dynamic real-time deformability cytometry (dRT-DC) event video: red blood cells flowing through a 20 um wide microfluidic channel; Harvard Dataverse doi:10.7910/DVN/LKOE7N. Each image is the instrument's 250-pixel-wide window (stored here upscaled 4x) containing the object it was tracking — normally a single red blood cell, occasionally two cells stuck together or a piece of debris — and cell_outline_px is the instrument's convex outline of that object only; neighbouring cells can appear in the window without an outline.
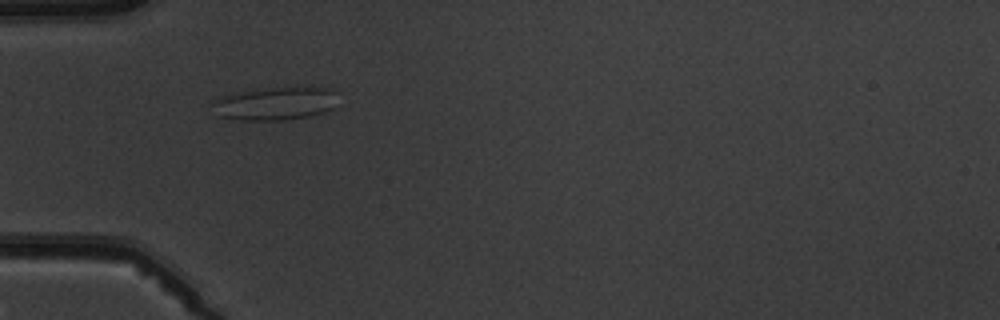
{"species": "common noctule bat (a hibernating species)", "species_latin": "Nyctalus noctula", "temperature_condition": "warm", "stored_images_in_passage": 5, "camera_frame_rate_fps": 3000, "um_per_image_px": 0.085, "animal": {"sex": "male", "body_mass_g": 19.5, "forearm_length_mm": 54.6}, "frame": {"image": 1, "passage_image": 3, "time_ms": 2.333, "image_size_px": [1000, 320], "cell_outline_px": [[332, 108], [324, 112], [308, 116], [280, 120], [240, 120], [220, 116], [208, 104], [220, 96], [232, 92], [272, 88], [328, 88], [332, 92]], "centroid_in_image_um": [23.23, 8.81], "position_along_channel_um": 61.8, "area_um2": 23.64}}
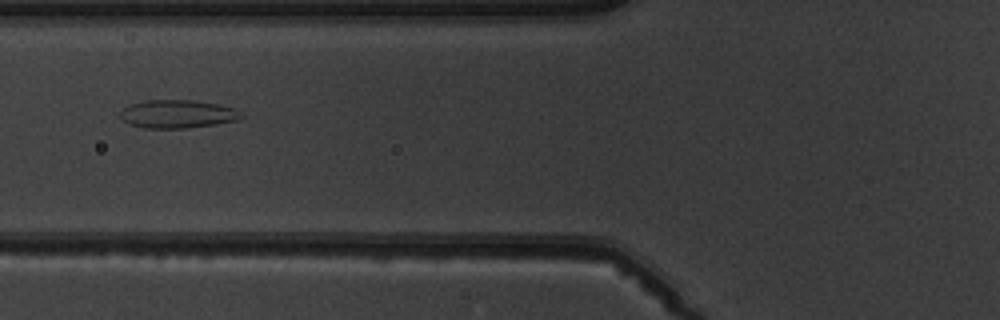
{"frame": {"image": 2, "passage_image": 4, "time_ms": 3.667, "image_size_px": [1000, 320], "cell_outline_px": [[244, 116], [240, 120], [184, 128], [144, 128], [128, 124], [120, 116], [120, 112], [128, 104], [144, 100], [192, 100], [220, 104], [236, 108]], "centroid_in_image_um": [15.09, 9.68], "position_along_channel_um": 110.7, "area_um2": 20.0}}